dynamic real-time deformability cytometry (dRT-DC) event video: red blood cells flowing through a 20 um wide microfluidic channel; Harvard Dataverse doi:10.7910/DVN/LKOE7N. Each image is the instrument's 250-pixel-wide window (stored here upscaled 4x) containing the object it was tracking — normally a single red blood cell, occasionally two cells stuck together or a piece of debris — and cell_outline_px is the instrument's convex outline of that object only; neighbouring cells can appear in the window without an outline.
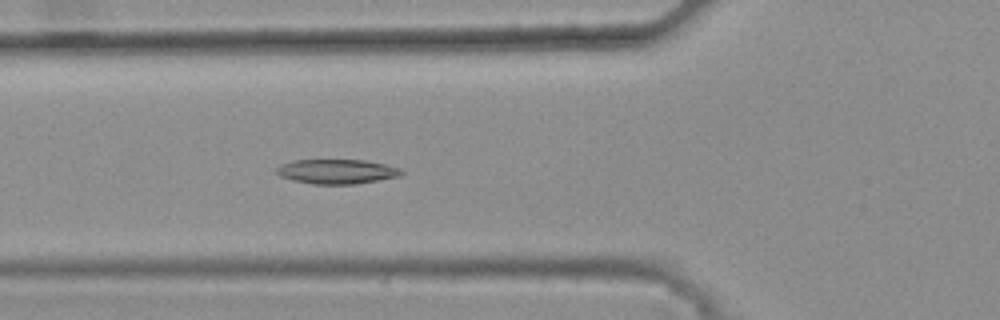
{"species": "common noctule bat (a hibernating species)", "species_latin": "Nyctalus noctula", "temperature_condition": "warm", "stored_images_in_passage": 19, "camera_frame_rate_fps": 3000, "um_per_image_px": 0.085, "animal": {"sex": "female", "body_mass_g": 25.1}, "frame": {"image": 1, "passage_image": 19, "time_ms": 6.0, "image_size_px": [1000, 320], "cell_outline_px": [[404, 172], [400, 176], [356, 184], [312, 184], [292, 180], [280, 176], [276, 172], [276, 168], [280, 164], [296, 160], [364, 160], [384, 164], [400, 168]], "centroid_in_image_um": [28.62, 14.58], "position_along_channel_um": 97.2, "area_um2": 17.86}}